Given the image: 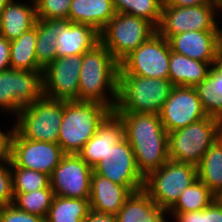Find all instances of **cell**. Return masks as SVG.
<instances>
[{"mask_svg": "<svg viewBox=\"0 0 222 222\" xmlns=\"http://www.w3.org/2000/svg\"><path fill=\"white\" fill-rule=\"evenodd\" d=\"M122 120L124 137L134 151L140 173L146 177L169 160L168 132L159 114L115 112Z\"/></svg>", "mask_w": 222, "mask_h": 222, "instance_id": "6da1fadb", "label": "cell"}, {"mask_svg": "<svg viewBox=\"0 0 222 222\" xmlns=\"http://www.w3.org/2000/svg\"><path fill=\"white\" fill-rule=\"evenodd\" d=\"M119 67V62L101 42L82 54L76 101L104 104L113 111L117 102Z\"/></svg>", "mask_w": 222, "mask_h": 222, "instance_id": "7a4b0ae2", "label": "cell"}, {"mask_svg": "<svg viewBox=\"0 0 222 222\" xmlns=\"http://www.w3.org/2000/svg\"><path fill=\"white\" fill-rule=\"evenodd\" d=\"M111 112L108 106L100 103L63 101L58 144L64 153L78 154Z\"/></svg>", "mask_w": 222, "mask_h": 222, "instance_id": "3957f363", "label": "cell"}, {"mask_svg": "<svg viewBox=\"0 0 222 222\" xmlns=\"http://www.w3.org/2000/svg\"><path fill=\"white\" fill-rule=\"evenodd\" d=\"M172 87L169 79L119 75L117 102L113 111L159 114Z\"/></svg>", "mask_w": 222, "mask_h": 222, "instance_id": "277c9868", "label": "cell"}, {"mask_svg": "<svg viewBox=\"0 0 222 222\" xmlns=\"http://www.w3.org/2000/svg\"><path fill=\"white\" fill-rule=\"evenodd\" d=\"M222 136V121L207 116L168 133L169 159L198 166L205 152Z\"/></svg>", "mask_w": 222, "mask_h": 222, "instance_id": "5b68a950", "label": "cell"}, {"mask_svg": "<svg viewBox=\"0 0 222 222\" xmlns=\"http://www.w3.org/2000/svg\"><path fill=\"white\" fill-rule=\"evenodd\" d=\"M197 179L196 166L169 159L160 169L145 177L143 190L157 206L169 211L180 194Z\"/></svg>", "mask_w": 222, "mask_h": 222, "instance_id": "8992f818", "label": "cell"}, {"mask_svg": "<svg viewBox=\"0 0 222 222\" xmlns=\"http://www.w3.org/2000/svg\"><path fill=\"white\" fill-rule=\"evenodd\" d=\"M63 117V100L42 97L31 105L23 107L14 125L25 139L58 143Z\"/></svg>", "mask_w": 222, "mask_h": 222, "instance_id": "52a82bcc", "label": "cell"}, {"mask_svg": "<svg viewBox=\"0 0 222 222\" xmlns=\"http://www.w3.org/2000/svg\"><path fill=\"white\" fill-rule=\"evenodd\" d=\"M156 32L157 28L144 18L116 13L99 33V37L100 42L120 63Z\"/></svg>", "mask_w": 222, "mask_h": 222, "instance_id": "ba28073f", "label": "cell"}, {"mask_svg": "<svg viewBox=\"0 0 222 222\" xmlns=\"http://www.w3.org/2000/svg\"><path fill=\"white\" fill-rule=\"evenodd\" d=\"M220 10L222 11V3L186 7L162 5L157 32L168 40L171 36L186 31H217L220 21L216 17L220 15Z\"/></svg>", "mask_w": 222, "mask_h": 222, "instance_id": "9c48e42d", "label": "cell"}, {"mask_svg": "<svg viewBox=\"0 0 222 222\" xmlns=\"http://www.w3.org/2000/svg\"><path fill=\"white\" fill-rule=\"evenodd\" d=\"M169 41L158 32L119 63V75L169 79Z\"/></svg>", "mask_w": 222, "mask_h": 222, "instance_id": "30bf717a", "label": "cell"}, {"mask_svg": "<svg viewBox=\"0 0 222 222\" xmlns=\"http://www.w3.org/2000/svg\"><path fill=\"white\" fill-rule=\"evenodd\" d=\"M44 96L43 71L8 69L0 72V110L18 115L19 111Z\"/></svg>", "mask_w": 222, "mask_h": 222, "instance_id": "8fae6325", "label": "cell"}, {"mask_svg": "<svg viewBox=\"0 0 222 222\" xmlns=\"http://www.w3.org/2000/svg\"><path fill=\"white\" fill-rule=\"evenodd\" d=\"M65 155L58 143L25 139L14 129L10 168L31 169L50 177Z\"/></svg>", "mask_w": 222, "mask_h": 222, "instance_id": "7c38bea8", "label": "cell"}, {"mask_svg": "<svg viewBox=\"0 0 222 222\" xmlns=\"http://www.w3.org/2000/svg\"><path fill=\"white\" fill-rule=\"evenodd\" d=\"M93 172L126 186L132 193L144 188L145 177L138 170L134 151L125 137L111 146L105 159L93 168Z\"/></svg>", "mask_w": 222, "mask_h": 222, "instance_id": "4fadbf2b", "label": "cell"}, {"mask_svg": "<svg viewBox=\"0 0 222 222\" xmlns=\"http://www.w3.org/2000/svg\"><path fill=\"white\" fill-rule=\"evenodd\" d=\"M82 54L57 57L43 69L44 97L74 101L79 94Z\"/></svg>", "mask_w": 222, "mask_h": 222, "instance_id": "5bb4252c", "label": "cell"}, {"mask_svg": "<svg viewBox=\"0 0 222 222\" xmlns=\"http://www.w3.org/2000/svg\"><path fill=\"white\" fill-rule=\"evenodd\" d=\"M93 169L78 155L66 154L49 177L55 196L89 199Z\"/></svg>", "mask_w": 222, "mask_h": 222, "instance_id": "9a60e30c", "label": "cell"}, {"mask_svg": "<svg viewBox=\"0 0 222 222\" xmlns=\"http://www.w3.org/2000/svg\"><path fill=\"white\" fill-rule=\"evenodd\" d=\"M168 133L207 117L194 87L173 86L159 113Z\"/></svg>", "mask_w": 222, "mask_h": 222, "instance_id": "2e32d148", "label": "cell"}, {"mask_svg": "<svg viewBox=\"0 0 222 222\" xmlns=\"http://www.w3.org/2000/svg\"><path fill=\"white\" fill-rule=\"evenodd\" d=\"M124 137V126L120 117L112 111L99 125L96 134L83 146L78 155L93 169L103 159L112 145Z\"/></svg>", "mask_w": 222, "mask_h": 222, "instance_id": "e0dca14e", "label": "cell"}, {"mask_svg": "<svg viewBox=\"0 0 222 222\" xmlns=\"http://www.w3.org/2000/svg\"><path fill=\"white\" fill-rule=\"evenodd\" d=\"M171 50L188 58L216 64L217 31H186L171 36Z\"/></svg>", "mask_w": 222, "mask_h": 222, "instance_id": "ac0fdd59", "label": "cell"}, {"mask_svg": "<svg viewBox=\"0 0 222 222\" xmlns=\"http://www.w3.org/2000/svg\"><path fill=\"white\" fill-rule=\"evenodd\" d=\"M131 194L126 186L92 172L89 197L91 209L116 215Z\"/></svg>", "mask_w": 222, "mask_h": 222, "instance_id": "d6986e66", "label": "cell"}, {"mask_svg": "<svg viewBox=\"0 0 222 222\" xmlns=\"http://www.w3.org/2000/svg\"><path fill=\"white\" fill-rule=\"evenodd\" d=\"M36 21L35 3L10 0L0 14V35L12 41L34 27Z\"/></svg>", "mask_w": 222, "mask_h": 222, "instance_id": "ffe728a7", "label": "cell"}, {"mask_svg": "<svg viewBox=\"0 0 222 222\" xmlns=\"http://www.w3.org/2000/svg\"><path fill=\"white\" fill-rule=\"evenodd\" d=\"M99 42V33L91 26L69 22L57 35V55L69 57L84 54Z\"/></svg>", "mask_w": 222, "mask_h": 222, "instance_id": "44dd1931", "label": "cell"}, {"mask_svg": "<svg viewBox=\"0 0 222 222\" xmlns=\"http://www.w3.org/2000/svg\"><path fill=\"white\" fill-rule=\"evenodd\" d=\"M115 14L113 0H72L68 20L89 25L100 33Z\"/></svg>", "mask_w": 222, "mask_h": 222, "instance_id": "7402d4cb", "label": "cell"}, {"mask_svg": "<svg viewBox=\"0 0 222 222\" xmlns=\"http://www.w3.org/2000/svg\"><path fill=\"white\" fill-rule=\"evenodd\" d=\"M165 215L170 216L143 189L132 193L116 214L117 222H168Z\"/></svg>", "mask_w": 222, "mask_h": 222, "instance_id": "603a6c76", "label": "cell"}, {"mask_svg": "<svg viewBox=\"0 0 222 222\" xmlns=\"http://www.w3.org/2000/svg\"><path fill=\"white\" fill-rule=\"evenodd\" d=\"M211 66L208 62L194 60L171 50L169 80L173 86L194 87L208 76Z\"/></svg>", "mask_w": 222, "mask_h": 222, "instance_id": "cb8c5ba5", "label": "cell"}, {"mask_svg": "<svg viewBox=\"0 0 222 222\" xmlns=\"http://www.w3.org/2000/svg\"><path fill=\"white\" fill-rule=\"evenodd\" d=\"M68 23L65 19H37L36 59L43 69L58 57L57 35Z\"/></svg>", "mask_w": 222, "mask_h": 222, "instance_id": "d4e9b609", "label": "cell"}, {"mask_svg": "<svg viewBox=\"0 0 222 222\" xmlns=\"http://www.w3.org/2000/svg\"><path fill=\"white\" fill-rule=\"evenodd\" d=\"M37 26L10 41V69L43 71L36 59Z\"/></svg>", "mask_w": 222, "mask_h": 222, "instance_id": "484cf974", "label": "cell"}, {"mask_svg": "<svg viewBox=\"0 0 222 222\" xmlns=\"http://www.w3.org/2000/svg\"><path fill=\"white\" fill-rule=\"evenodd\" d=\"M194 89L207 116L222 121V69L212 65L208 76Z\"/></svg>", "mask_w": 222, "mask_h": 222, "instance_id": "4316f807", "label": "cell"}, {"mask_svg": "<svg viewBox=\"0 0 222 222\" xmlns=\"http://www.w3.org/2000/svg\"><path fill=\"white\" fill-rule=\"evenodd\" d=\"M197 175L217 198L222 197V136L203 155Z\"/></svg>", "mask_w": 222, "mask_h": 222, "instance_id": "83f0119b", "label": "cell"}, {"mask_svg": "<svg viewBox=\"0 0 222 222\" xmlns=\"http://www.w3.org/2000/svg\"><path fill=\"white\" fill-rule=\"evenodd\" d=\"M89 209V199L54 196L45 222H83Z\"/></svg>", "mask_w": 222, "mask_h": 222, "instance_id": "f1b7e54d", "label": "cell"}, {"mask_svg": "<svg viewBox=\"0 0 222 222\" xmlns=\"http://www.w3.org/2000/svg\"><path fill=\"white\" fill-rule=\"evenodd\" d=\"M217 197L199 179L188 186L168 213H185L205 209Z\"/></svg>", "mask_w": 222, "mask_h": 222, "instance_id": "f546056e", "label": "cell"}, {"mask_svg": "<svg viewBox=\"0 0 222 222\" xmlns=\"http://www.w3.org/2000/svg\"><path fill=\"white\" fill-rule=\"evenodd\" d=\"M164 0H113L116 13H126L151 22L156 28L160 24Z\"/></svg>", "mask_w": 222, "mask_h": 222, "instance_id": "4dcf8cb0", "label": "cell"}, {"mask_svg": "<svg viewBox=\"0 0 222 222\" xmlns=\"http://www.w3.org/2000/svg\"><path fill=\"white\" fill-rule=\"evenodd\" d=\"M13 205L30 214L46 218L54 198V191L50 187L27 193H13Z\"/></svg>", "mask_w": 222, "mask_h": 222, "instance_id": "1f68e13d", "label": "cell"}, {"mask_svg": "<svg viewBox=\"0 0 222 222\" xmlns=\"http://www.w3.org/2000/svg\"><path fill=\"white\" fill-rule=\"evenodd\" d=\"M11 171L13 193L32 192L50 185L47 174L24 168H11Z\"/></svg>", "mask_w": 222, "mask_h": 222, "instance_id": "d6a6232c", "label": "cell"}, {"mask_svg": "<svg viewBox=\"0 0 222 222\" xmlns=\"http://www.w3.org/2000/svg\"><path fill=\"white\" fill-rule=\"evenodd\" d=\"M168 214L176 222H222V199L216 198L203 210Z\"/></svg>", "mask_w": 222, "mask_h": 222, "instance_id": "836d02e7", "label": "cell"}, {"mask_svg": "<svg viewBox=\"0 0 222 222\" xmlns=\"http://www.w3.org/2000/svg\"><path fill=\"white\" fill-rule=\"evenodd\" d=\"M71 1L72 0H38L35 3L37 19L68 20Z\"/></svg>", "mask_w": 222, "mask_h": 222, "instance_id": "e575fe53", "label": "cell"}, {"mask_svg": "<svg viewBox=\"0 0 222 222\" xmlns=\"http://www.w3.org/2000/svg\"><path fill=\"white\" fill-rule=\"evenodd\" d=\"M0 222H45V218L27 213L13 204L0 206Z\"/></svg>", "mask_w": 222, "mask_h": 222, "instance_id": "d590c367", "label": "cell"}, {"mask_svg": "<svg viewBox=\"0 0 222 222\" xmlns=\"http://www.w3.org/2000/svg\"><path fill=\"white\" fill-rule=\"evenodd\" d=\"M14 199L12 171L9 166L0 167V206L12 204Z\"/></svg>", "mask_w": 222, "mask_h": 222, "instance_id": "8d00e7d4", "label": "cell"}, {"mask_svg": "<svg viewBox=\"0 0 222 222\" xmlns=\"http://www.w3.org/2000/svg\"><path fill=\"white\" fill-rule=\"evenodd\" d=\"M12 128V129H11ZM8 131L0 130V167L11 165L14 126Z\"/></svg>", "mask_w": 222, "mask_h": 222, "instance_id": "74e56055", "label": "cell"}, {"mask_svg": "<svg viewBox=\"0 0 222 222\" xmlns=\"http://www.w3.org/2000/svg\"><path fill=\"white\" fill-rule=\"evenodd\" d=\"M10 69V41L0 35V72Z\"/></svg>", "mask_w": 222, "mask_h": 222, "instance_id": "f35d334b", "label": "cell"}, {"mask_svg": "<svg viewBox=\"0 0 222 222\" xmlns=\"http://www.w3.org/2000/svg\"><path fill=\"white\" fill-rule=\"evenodd\" d=\"M83 222H117V216L115 214L98 212L90 208Z\"/></svg>", "mask_w": 222, "mask_h": 222, "instance_id": "ab89813d", "label": "cell"}, {"mask_svg": "<svg viewBox=\"0 0 222 222\" xmlns=\"http://www.w3.org/2000/svg\"><path fill=\"white\" fill-rule=\"evenodd\" d=\"M206 3H222V0H164L163 5L186 7L198 6Z\"/></svg>", "mask_w": 222, "mask_h": 222, "instance_id": "60d3db41", "label": "cell"}, {"mask_svg": "<svg viewBox=\"0 0 222 222\" xmlns=\"http://www.w3.org/2000/svg\"><path fill=\"white\" fill-rule=\"evenodd\" d=\"M217 25V56H222V29Z\"/></svg>", "mask_w": 222, "mask_h": 222, "instance_id": "b9f144b4", "label": "cell"}, {"mask_svg": "<svg viewBox=\"0 0 222 222\" xmlns=\"http://www.w3.org/2000/svg\"><path fill=\"white\" fill-rule=\"evenodd\" d=\"M10 0H0V14L3 8L7 5Z\"/></svg>", "mask_w": 222, "mask_h": 222, "instance_id": "7bdbcfd3", "label": "cell"}, {"mask_svg": "<svg viewBox=\"0 0 222 222\" xmlns=\"http://www.w3.org/2000/svg\"><path fill=\"white\" fill-rule=\"evenodd\" d=\"M216 65L222 69V56H217Z\"/></svg>", "mask_w": 222, "mask_h": 222, "instance_id": "ee69618b", "label": "cell"}, {"mask_svg": "<svg viewBox=\"0 0 222 222\" xmlns=\"http://www.w3.org/2000/svg\"><path fill=\"white\" fill-rule=\"evenodd\" d=\"M38 0H31L32 3H36Z\"/></svg>", "mask_w": 222, "mask_h": 222, "instance_id": "f6af8a7d", "label": "cell"}]
</instances>
